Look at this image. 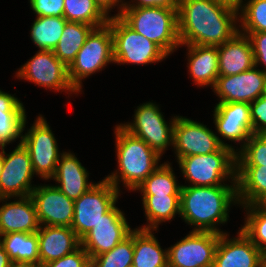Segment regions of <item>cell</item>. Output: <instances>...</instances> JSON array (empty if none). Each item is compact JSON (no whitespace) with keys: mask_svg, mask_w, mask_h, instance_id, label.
<instances>
[{"mask_svg":"<svg viewBox=\"0 0 266 267\" xmlns=\"http://www.w3.org/2000/svg\"><path fill=\"white\" fill-rule=\"evenodd\" d=\"M238 12L216 0H179L180 45L220 46L239 32Z\"/></svg>","mask_w":266,"mask_h":267,"instance_id":"6da1fadb","label":"cell"},{"mask_svg":"<svg viewBox=\"0 0 266 267\" xmlns=\"http://www.w3.org/2000/svg\"><path fill=\"white\" fill-rule=\"evenodd\" d=\"M232 204H239L237 186L181 187L180 217L192 231L225 233L216 226L228 221Z\"/></svg>","mask_w":266,"mask_h":267,"instance_id":"7a4b0ae2","label":"cell"},{"mask_svg":"<svg viewBox=\"0 0 266 267\" xmlns=\"http://www.w3.org/2000/svg\"><path fill=\"white\" fill-rule=\"evenodd\" d=\"M115 127L118 169L105 179L118 191L119 182H122L126 189L134 191L160 166L161 156L144 140L133 136L121 125Z\"/></svg>","mask_w":266,"mask_h":267,"instance_id":"3957f363","label":"cell"},{"mask_svg":"<svg viewBox=\"0 0 266 267\" xmlns=\"http://www.w3.org/2000/svg\"><path fill=\"white\" fill-rule=\"evenodd\" d=\"M135 32L157 44L168 56L179 48L178 9L123 8L119 16Z\"/></svg>","mask_w":266,"mask_h":267,"instance_id":"277c9868","label":"cell"},{"mask_svg":"<svg viewBox=\"0 0 266 267\" xmlns=\"http://www.w3.org/2000/svg\"><path fill=\"white\" fill-rule=\"evenodd\" d=\"M177 162L188 186H237L236 152L231 148L223 146L216 152L183 157ZM227 180L231 185L224 183Z\"/></svg>","mask_w":266,"mask_h":267,"instance_id":"5b68a950","label":"cell"},{"mask_svg":"<svg viewBox=\"0 0 266 267\" xmlns=\"http://www.w3.org/2000/svg\"><path fill=\"white\" fill-rule=\"evenodd\" d=\"M114 63L113 35L110 25L94 28L75 60L68 67V77L74 88L81 93L82 80L102 71L108 64Z\"/></svg>","mask_w":266,"mask_h":267,"instance_id":"8992f818","label":"cell"},{"mask_svg":"<svg viewBox=\"0 0 266 267\" xmlns=\"http://www.w3.org/2000/svg\"><path fill=\"white\" fill-rule=\"evenodd\" d=\"M108 24L113 35L115 64L146 65L168 58L157 44L135 32L119 16H110Z\"/></svg>","mask_w":266,"mask_h":267,"instance_id":"52a82bcc","label":"cell"},{"mask_svg":"<svg viewBox=\"0 0 266 267\" xmlns=\"http://www.w3.org/2000/svg\"><path fill=\"white\" fill-rule=\"evenodd\" d=\"M176 117L177 115L171 118L168 124L159 106L154 102H146L135 109L133 123L120 125L133 136L144 140L162 156L168 146H173Z\"/></svg>","mask_w":266,"mask_h":267,"instance_id":"ba28073f","label":"cell"},{"mask_svg":"<svg viewBox=\"0 0 266 267\" xmlns=\"http://www.w3.org/2000/svg\"><path fill=\"white\" fill-rule=\"evenodd\" d=\"M118 191L105 178L74 201L71 228L81 240L117 202Z\"/></svg>","mask_w":266,"mask_h":267,"instance_id":"9c48e42d","label":"cell"},{"mask_svg":"<svg viewBox=\"0 0 266 267\" xmlns=\"http://www.w3.org/2000/svg\"><path fill=\"white\" fill-rule=\"evenodd\" d=\"M20 142L28 150L35 175L51 180L55 174L57 163L63 153L59 152L58 143L46 119L40 115Z\"/></svg>","mask_w":266,"mask_h":267,"instance_id":"30bf717a","label":"cell"},{"mask_svg":"<svg viewBox=\"0 0 266 267\" xmlns=\"http://www.w3.org/2000/svg\"><path fill=\"white\" fill-rule=\"evenodd\" d=\"M201 122L183 116H177L174 125L173 149L180 158L193 155H206L220 150L223 146L233 149L232 144L223 142L222 138Z\"/></svg>","mask_w":266,"mask_h":267,"instance_id":"8fae6325","label":"cell"},{"mask_svg":"<svg viewBox=\"0 0 266 267\" xmlns=\"http://www.w3.org/2000/svg\"><path fill=\"white\" fill-rule=\"evenodd\" d=\"M15 76L56 92L79 93L70 83L68 67L51 50H38L29 61L18 69Z\"/></svg>","mask_w":266,"mask_h":267,"instance_id":"7c38bea8","label":"cell"},{"mask_svg":"<svg viewBox=\"0 0 266 267\" xmlns=\"http://www.w3.org/2000/svg\"><path fill=\"white\" fill-rule=\"evenodd\" d=\"M219 234L190 231L167 248L168 267H213Z\"/></svg>","mask_w":266,"mask_h":267,"instance_id":"4fadbf2b","label":"cell"},{"mask_svg":"<svg viewBox=\"0 0 266 267\" xmlns=\"http://www.w3.org/2000/svg\"><path fill=\"white\" fill-rule=\"evenodd\" d=\"M34 171L28 150L19 141L7 154L4 150V166L0 175V198L30 196L37 185H32Z\"/></svg>","mask_w":266,"mask_h":267,"instance_id":"5bb4252c","label":"cell"},{"mask_svg":"<svg viewBox=\"0 0 266 267\" xmlns=\"http://www.w3.org/2000/svg\"><path fill=\"white\" fill-rule=\"evenodd\" d=\"M132 230L125 214L115 204L104 214V218L81 239V247L91 259L112 250Z\"/></svg>","mask_w":266,"mask_h":267,"instance_id":"9a60e30c","label":"cell"},{"mask_svg":"<svg viewBox=\"0 0 266 267\" xmlns=\"http://www.w3.org/2000/svg\"><path fill=\"white\" fill-rule=\"evenodd\" d=\"M266 73L258 67L234 75H219L214 93L220 101L218 103L229 102H254L265 91Z\"/></svg>","mask_w":266,"mask_h":267,"instance_id":"2e32d148","label":"cell"},{"mask_svg":"<svg viewBox=\"0 0 266 267\" xmlns=\"http://www.w3.org/2000/svg\"><path fill=\"white\" fill-rule=\"evenodd\" d=\"M34 201L40 226L71 227L74 201L55 185H38L30 195Z\"/></svg>","mask_w":266,"mask_h":267,"instance_id":"e0dca14e","label":"cell"},{"mask_svg":"<svg viewBox=\"0 0 266 267\" xmlns=\"http://www.w3.org/2000/svg\"><path fill=\"white\" fill-rule=\"evenodd\" d=\"M213 120L217 133L229 141L242 142L241 149L253 134L250 104L246 102L217 103Z\"/></svg>","mask_w":266,"mask_h":267,"instance_id":"ac0fdd59","label":"cell"},{"mask_svg":"<svg viewBox=\"0 0 266 267\" xmlns=\"http://www.w3.org/2000/svg\"><path fill=\"white\" fill-rule=\"evenodd\" d=\"M219 234L213 267H260L264 253L241 231L229 239Z\"/></svg>","mask_w":266,"mask_h":267,"instance_id":"d6986e66","label":"cell"},{"mask_svg":"<svg viewBox=\"0 0 266 267\" xmlns=\"http://www.w3.org/2000/svg\"><path fill=\"white\" fill-rule=\"evenodd\" d=\"M8 199L11 198H0V202H6L0 206V236L12 232H37L40 224L32 197H18L7 203Z\"/></svg>","mask_w":266,"mask_h":267,"instance_id":"ffe728a7","label":"cell"},{"mask_svg":"<svg viewBox=\"0 0 266 267\" xmlns=\"http://www.w3.org/2000/svg\"><path fill=\"white\" fill-rule=\"evenodd\" d=\"M37 235L40 267L71 254L81 246V240L71 227L40 226Z\"/></svg>","mask_w":266,"mask_h":267,"instance_id":"44dd1931","label":"cell"},{"mask_svg":"<svg viewBox=\"0 0 266 267\" xmlns=\"http://www.w3.org/2000/svg\"><path fill=\"white\" fill-rule=\"evenodd\" d=\"M88 173L75 154L63 152L51 179L57 182L55 186L61 192L75 201L96 184L88 181Z\"/></svg>","mask_w":266,"mask_h":267,"instance_id":"7402d4cb","label":"cell"},{"mask_svg":"<svg viewBox=\"0 0 266 267\" xmlns=\"http://www.w3.org/2000/svg\"><path fill=\"white\" fill-rule=\"evenodd\" d=\"M217 48L219 75L239 74L255 66L250 39L241 32Z\"/></svg>","mask_w":266,"mask_h":267,"instance_id":"603a6c76","label":"cell"},{"mask_svg":"<svg viewBox=\"0 0 266 267\" xmlns=\"http://www.w3.org/2000/svg\"><path fill=\"white\" fill-rule=\"evenodd\" d=\"M187 46L188 71L197 86L213 87L219 76L217 46L182 45Z\"/></svg>","mask_w":266,"mask_h":267,"instance_id":"cb8c5ba5","label":"cell"},{"mask_svg":"<svg viewBox=\"0 0 266 267\" xmlns=\"http://www.w3.org/2000/svg\"><path fill=\"white\" fill-rule=\"evenodd\" d=\"M236 184L240 206L266 205V166H237Z\"/></svg>","mask_w":266,"mask_h":267,"instance_id":"d4e9b609","label":"cell"},{"mask_svg":"<svg viewBox=\"0 0 266 267\" xmlns=\"http://www.w3.org/2000/svg\"><path fill=\"white\" fill-rule=\"evenodd\" d=\"M23 103L13 95L0 90V145L21 138L27 116Z\"/></svg>","mask_w":266,"mask_h":267,"instance_id":"484cf974","label":"cell"},{"mask_svg":"<svg viewBox=\"0 0 266 267\" xmlns=\"http://www.w3.org/2000/svg\"><path fill=\"white\" fill-rule=\"evenodd\" d=\"M0 243L14 265L40 267L37 232H12L4 234L0 236Z\"/></svg>","mask_w":266,"mask_h":267,"instance_id":"4316f807","label":"cell"},{"mask_svg":"<svg viewBox=\"0 0 266 267\" xmlns=\"http://www.w3.org/2000/svg\"><path fill=\"white\" fill-rule=\"evenodd\" d=\"M153 230L134 229V267H168L167 249H162Z\"/></svg>","mask_w":266,"mask_h":267,"instance_id":"83f0119b","label":"cell"},{"mask_svg":"<svg viewBox=\"0 0 266 267\" xmlns=\"http://www.w3.org/2000/svg\"><path fill=\"white\" fill-rule=\"evenodd\" d=\"M142 204L147 225L140 229L157 231L162 222L172 221L176 214L180 215V196L142 195Z\"/></svg>","mask_w":266,"mask_h":267,"instance_id":"f1b7e54d","label":"cell"},{"mask_svg":"<svg viewBox=\"0 0 266 267\" xmlns=\"http://www.w3.org/2000/svg\"><path fill=\"white\" fill-rule=\"evenodd\" d=\"M94 28L84 23L67 21L53 53L61 62L69 67Z\"/></svg>","mask_w":266,"mask_h":267,"instance_id":"f546056e","label":"cell"},{"mask_svg":"<svg viewBox=\"0 0 266 267\" xmlns=\"http://www.w3.org/2000/svg\"><path fill=\"white\" fill-rule=\"evenodd\" d=\"M170 163L164 162L146 178L134 191L142 195L180 196L181 187Z\"/></svg>","mask_w":266,"mask_h":267,"instance_id":"4dcf8cb0","label":"cell"},{"mask_svg":"<svg viewBox=\"0 0 266 267\" xmlns=\"http://www.w3.org/2000/svg\"><path fill=\"white\" fill-rule=\"evenodd\" d=\"M64 17L37 16L31 25L30 38L39 50L53 51L63 33Z\"/></svg>","mask_w":266,"mask_h":267,"instance_id":"1f68e13d","label":"cell"},{"mask_svg":"<svg viewBox=\"0 0 266 267\" xmlns=\"http://www.w3.org/2000/svg\"><path fill=\"white\" fill-rule=\"evenodd\" d=\"M64 18L95 28L108 23L109 17L95 3V0H64Z\"/></svg>","mask_w":266,"mask_h":267,"instance_id":"d6a6232c","label":"cell"},{"mask_svg":"<svg viewBox=\"0 0 266 267\" xmlns=\"http://www.w3.org/2000/svg\"><path fill=\"white\" fill-rule=\"evenodd\" d=\"M247 212L241 231L266 254V205L242 206Z\"/></svg>","mask_w":266,"mask_h":267,"instance_id":"836d02e7","label":"cell"},{"mask_svg":"<svg viewBox=\"0 0 266 267\" xmlns=\"http://www.w3.org/2000/svg\"><path fill=\"white\" fill-rule=\"evenodd\" d=\"M134 230L112 250L91 258V267H128L133 263Z\"/></svg>","mask_w":266,"mask_h":267,"instance_id":"e575fe53","label":"cell"},{"mask_svg":"<svg viewBox=\"0 0 266 267\" xmlns=\"http://www.w3.org/2000/svg\"><path fill=\"white\" fill-rule=\"evenodd\" d=\"M238 11V21L241 23L239 32H266V0L242 2Z\"/></svg>","mask_w":266,"mask_h":267,"instance_id":"d590c367","label":"cell"},{"mask_svg":"<svg viewBox=\"0 0 266 267\" xmlns=\"http://www.w3.org/2000/svg\"><path fill=\"white\" fill-rule=\"evenodd\" d=\"M236 160L237 166H266V143L252 134L240 150L236 149Z\"/></svg>","mask_w":266,"mask_h":267,"instance_id":"8d00e7d4","label":"cell"},{"mask_svg":"<svg viewBox=\"0 0 266 267\" xmlns=\"http://www.w3.org/2000/svg\"><path fill=\"white\" fill-rule=\"evenodd\" d=\"M42 267H91V259L88 253L80 246L71 254L48 262Z\"/></svg>","mask_w":266,"mask_h":267,"instance_id":"74e56055","label":"cell"},{"mask_svg":"<svg viewBox=\"0 0 266 267\" xmlns=\"http://www.w3.org/2000/svg\"><path fill=\"white\" fill-rule=\"evenodd\" d=\"M64 2V0H29L36 17H64Z\"/></svg>","mask_w":266,"mask_h":267,"instance_id":"f35d334b","label":"cell"},{"mask_svg":"<svg viewBox=\"0 0 266 267\" xmlns=\"http://www.w3.org/2000/svg\"><path fill=\"white\" fill-rule=\"evenodd\" d=\"M253 134L266 130V95L250 103Z\"/></svg>","mask_w":266,"mask_h":267,"instance_id":"ab89813d","label":"cell"},{"mask_svg":"<svg viewBox=\"0 0 266 267\" xmlns=\"http://www.w3.org/2000/svg\"><path fill=\"white\" fill-rule=\"evenodd\" d=\"M248 36L250 39L253 54L255 67L262 64L265 66L263 71L266 73V32H257V33H243Z\"/></svg>","mask_w":266,"mask_h":267,"instance_id":"60d3db41","label":"cell"},{"mask_svg":"<svg viewBox=\"0 0 266 267\" xmlns=\"http://www.w3.org/2000/svg\"><path fill=\"white\" fill-rule=\"evenodd\" d=\"M130 2H125L124 8L163 7L178 9L179 0H131Z\"/></svg>","mask_w":266,"mask_h":267,"instance_id":"b9f144b4","label":"cell"},{"mask_svg":"<svg viewBox=\"0 0 266 267\" xmlns=\"http://www.w3.org/2000/svg\"><path fill=\"white\" fill-rule=\"evenodd\" d=\"M95 3L100 7V9L108 16L111 12L112 8L118 6V13L114 16H120L123 12L124 4H122L119 0H95Z\"/></svg>","mask_w":266,"mask_h":267,"instance_id":"7bdbcfd3","label":"cell"},{"mask_svg":"<svg viewBox=\"0 0 266 267\" xmlns=\"http://www.w3.org/2000/svg\"><path fill=\"white\" fill-rule=\"evenodd\" d=\"M14 264L9 258L7 252L4 250V247L0 243V267H12Z\"/></svg>","mask_w":266,"mask_h":267,"instance_id":"ee69618b","label":"cell"},{"mask_svg":"<svg viewBox=\"0 0 266 267\" xmlns=\"http://www.w3.org/2000/svg\"><path fill=\"white\" fill-rule=\"evenodd\" d=\"M218 2L227 4L233 8H236L237 10L240 8L243 0H216Z\"/></svg>","mask_w":266,"mask_h":267,"instance_id":"f6af8a7d","label":"cell"},{"mask_svg":"<svg viewBox=\"0 0 266 267\" xmlns=\"http://www.w3.org/2000/svg\"><path fill=\"white\" fill-rule=\"evenodd\" d=\"M6 145H0V175L3 171V166H4V149Z\"/></svg>","mask_w":266,"mask_h":267,"instance_id":"bcb514c9","label":"cell"},{"mask_svg":"<svg viewBox=\"0 0 266 267\" xmlns=\"http://www.w3.org/2000/svg\"><path fill=\"white\" fill-rule=\"evenodd\" d=\"M263 143H266V130L257 132L255 134Z\"/></svg>","mask_w":266,"mask_h":267,"instance_id":"7dc6e473","label":"cell"},{"mask_svg":"<svg viewBox=\"0 0 266 267\" xmlns=\"http://www.w3.org/2000/svg\"><path fill=\"white\" fill-rule=\"evenodd\" d=\"M260 267H266V254H264L261 259Z\"/></svg>","mask_w":266,"mask_h":267,"instance_id":"c3c4849f","label":"cell"},{"mask_svg":"<svg viewBox=\"0 0 266 267\" xmlns=\"http://www.w3.org/2000/svg\"><path fill=\"white\" fill-rule=\"evenodd\" d=\"M12 267H38L33 265H13Z\"/></svg>","mask_w":266,"mask_h":267,"instance_id":"681fc988","label":"cell"},{"mask_svg":"<svg viewBox=\"0 0 266 267\" xmlns=\"http://www.w3.org/2000/svg\"><path fill=\"white\" fill-rule=\"evenodd\" d=\"M264 94L266 95V78H265V91Z\"/></svg>","mask_w":266,"mask_h":267,"instance_id":"f907efd6","label":"cell"},{"mask_svg":"<svg viewBox=\"0 0 266 267\" xmlns=\"http://www.w3.org/2000/svg\"><path fill=\"white\" fill-rule=\"evenodd\" d=\"M122 4H124L125 5V2L123 1V0H119Z\"/></svg>","mask_w":266,"mask_h":267,"instance_id":"816d5d0a","label":"cell"}]
</instances>
